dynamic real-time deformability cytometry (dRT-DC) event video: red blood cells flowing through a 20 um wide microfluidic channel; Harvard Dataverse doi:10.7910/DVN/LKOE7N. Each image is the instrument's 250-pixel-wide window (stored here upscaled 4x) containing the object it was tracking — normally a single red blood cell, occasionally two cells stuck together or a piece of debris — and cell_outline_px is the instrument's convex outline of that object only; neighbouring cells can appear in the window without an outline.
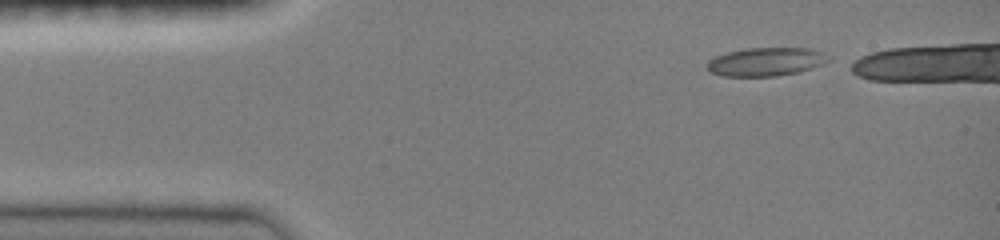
{"species": "common noctule bat (a hibernating species)", "species_latin": "Nyctalus noctula", "temperature_condition": "room temperature", "stored_images_in_passage": 16, "camera_frame_rate_fps": 3000, "um_per_image_px": 0.085, "animal": {"sex": "female", "body_mass_g": 19.0, "forearm_length_mm": 51.5}, "frame": {"image": 1, "passage_image": 1, "time_ms": 0.0, "image_size_px": [1000, 240], "cell_outline_px": [[832, 60], [812, 68], [800, 72], [776, 76], [724, 76], [708, 72], [704, 64], [708, 60], [716, 56], [728, 52], [744, 48], [808, 48], [832, 56]], "centroid_in_image_um": [65.09, 5.25], "position_along_channel_um": 19.9, "area_um2": 20.4}}
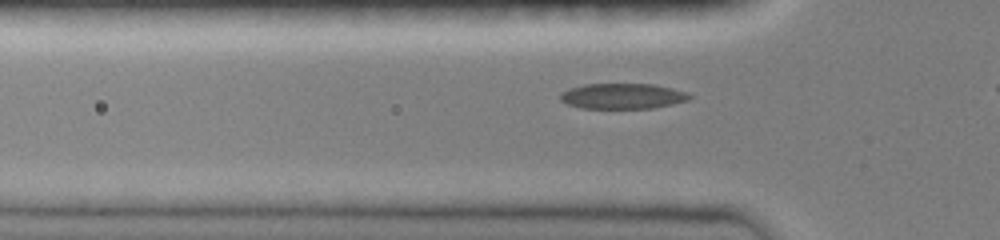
{"frame": {"image": 2, "passage_image": 10, "time_ms": 3.0, "image_size_px": [1000, 240], "cell_outline_px": [[692, 96], [688, 100], [672, 104], [652, 108], [580, 108], [568, 104], [560, 100], [560, 92], [568, 88], [584, 84], [652, 84], [672, 88], [688, 92]], "centroid_in_image_um": [52.9, 8.16], "position_along_channel_um": 72.9, "area_um2": 19.25}}
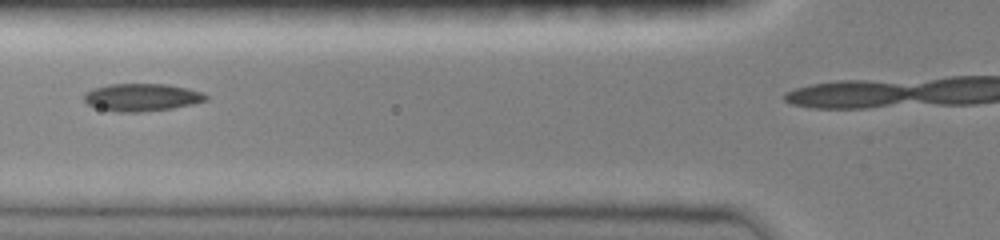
{"frame": {"image": 3, "passage_image": 13, "time_ms": 4.0, "image_size_px": [1000, 240], "cell_outline_px": [[208, 100], [192, 104], [172, 108], [140, 112], [116, 112], [100, 108], [88, 104], [84, 100], [84, 92], [92, 88], [108, 84], [168, 84], [188, 88], [200, 92], [208, 96]], "centroid_in_image_um": [12.04, 8.26], "position_along_channel_um": 113.8, "area_um2": 19.59}}